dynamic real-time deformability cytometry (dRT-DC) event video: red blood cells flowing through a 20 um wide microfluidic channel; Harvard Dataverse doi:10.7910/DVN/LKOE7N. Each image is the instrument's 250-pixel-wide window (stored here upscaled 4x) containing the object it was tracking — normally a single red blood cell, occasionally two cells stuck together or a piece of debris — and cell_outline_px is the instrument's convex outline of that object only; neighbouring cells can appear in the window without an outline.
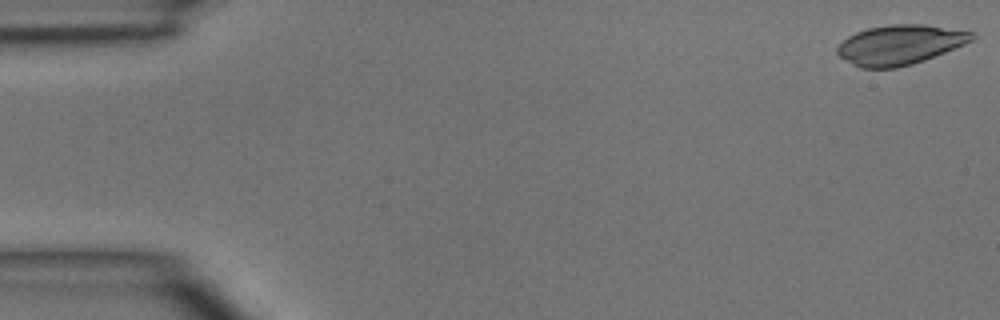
{"species": "common noctule bat (a hibernating species)", "species_latin": "Nyctalus noctula", "temperature_condition": "room temperature", "stored_images_in_passage": 6, "camera_frame_rate_fps": 3000, "um_per_image_px": 0.085, "animal": {"sex": "male", "body_mass_g": 15.6}, "frame": {"image": 1, "passage_image": 1, "time_ms": 0.0, "image_size_px": [1000, 320], "cell_outline_px": [[976, 36], [972, 40], [964, 44], [924, 60], [912, 64], [896, 68], [860, 68], [840, 56], [836, 52], [836, 48], [848, 36], [856, 32], [868, 28], [892, 24], [924, 24], [972, 32]], "centroid_in_image_um": [76.47, 3.8], "position_along_channel_um": 8.5, "area_um2": 30.81}}